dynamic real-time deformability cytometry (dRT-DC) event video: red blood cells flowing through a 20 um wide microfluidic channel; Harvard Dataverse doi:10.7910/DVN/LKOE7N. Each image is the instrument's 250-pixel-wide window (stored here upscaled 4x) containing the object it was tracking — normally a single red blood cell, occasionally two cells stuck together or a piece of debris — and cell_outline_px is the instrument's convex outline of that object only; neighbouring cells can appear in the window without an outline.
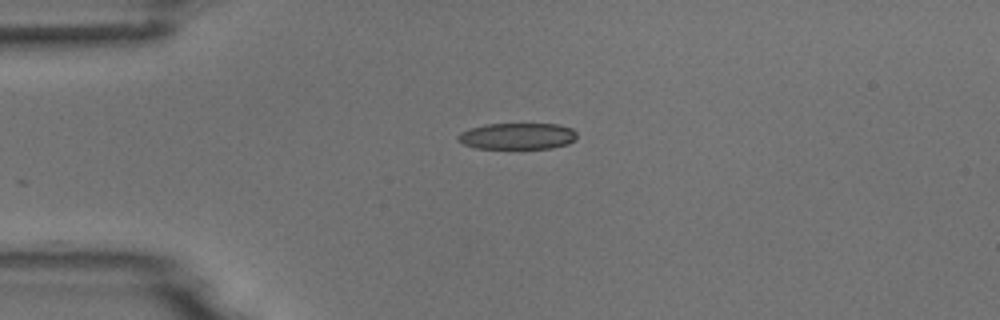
{"species": "common noctule bat (a hibernating species)", "species_latin": "Nyctalus noctula", "temperature_condition": "room temperature", "stored_images_in_passage": 3, "camera_frame_rate_fps": 3000, "um_per_image_px": 0.085, "animal": {"sex": "male", "body_mass_g": 18.8}, "frame": {"image": 1, "passage_image": 3, "time_ms": 3.333, "image_size_px": [1000, 320], "cell_outline_px": [[576, 140], [568, 144], [552, 148], [476, 148], [464, 144], [456, 140], [456, 136], [460, 132], [472, 128], [488, 124], [556, 124], [572, 128], [576, 132]], "centroid_in_image_um": [43.99, 11.57], "position_along_channel_um": 41.0, "area_um2": 18.26}}